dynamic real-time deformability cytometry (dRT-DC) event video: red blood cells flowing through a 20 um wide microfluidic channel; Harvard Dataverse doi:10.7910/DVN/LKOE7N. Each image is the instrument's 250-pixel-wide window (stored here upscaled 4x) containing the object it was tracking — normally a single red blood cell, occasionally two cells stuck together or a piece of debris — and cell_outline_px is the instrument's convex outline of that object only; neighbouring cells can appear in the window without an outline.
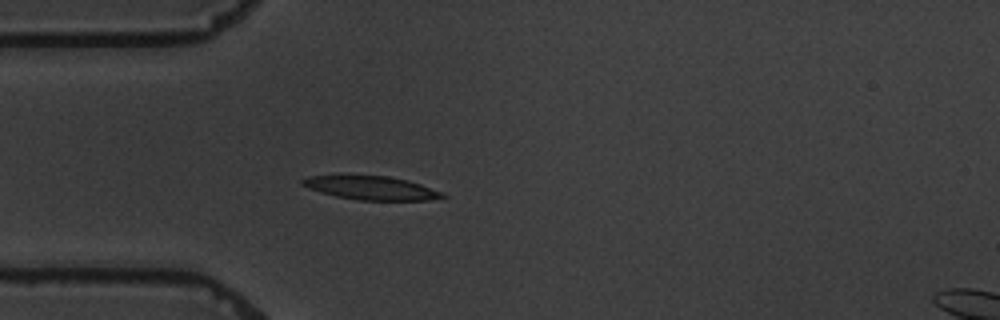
{"species": "common noctule bat (a hibernating species)", "species_latin": "Nyctalus noctula", "temperature_condition": "warm", "stored_images_in_passage": 1, "camera_frame_rate_fps": 3000, "um_per_image_px": 0.085, "animal": {"sex": "male", "body_mass_g": 19.5, "forearm_length_mm": 54.6}, "frame": {"image": 1, "passage_image": 1, "time_ms": 0.0, "image_size_px": [1000, 320], "cell_outline_px": [[448, 196], [428, 200], [360, 200], [336, 196], [308, 188], [300, 184], [300, 180], [308, 176], [340, 172], [388, 176], [408, 180], [420, 184], [440, 192]], "centroid_in_image_um": [31.41, 15.91], "position_along_channel_um": 53.6, "area_um2": 20.06}}